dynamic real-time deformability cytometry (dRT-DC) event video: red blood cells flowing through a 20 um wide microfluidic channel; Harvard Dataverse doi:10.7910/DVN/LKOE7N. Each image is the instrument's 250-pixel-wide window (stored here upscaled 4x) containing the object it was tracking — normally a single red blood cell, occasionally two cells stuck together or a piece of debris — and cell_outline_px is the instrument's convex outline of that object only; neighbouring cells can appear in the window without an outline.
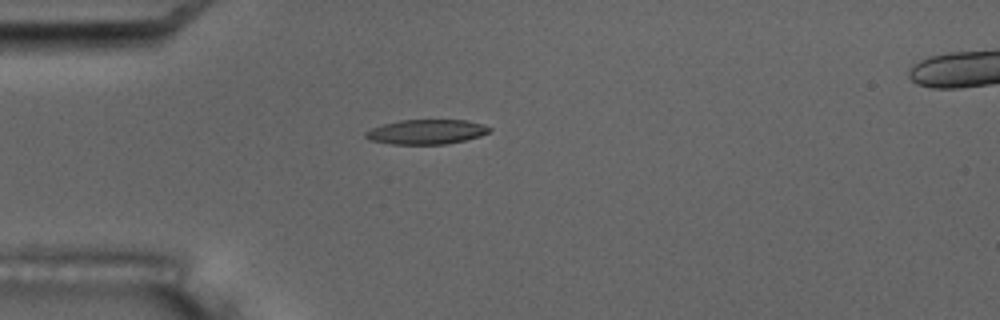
{"species": "common noctule bat (a hibernating species)", "species_latin": "Nyctalus noctula", "temperature_condition": "room temperature", "stored_images_in_passage": 4, "camera_frame_rate_fps": 3000, "um_per_image_px": 0.085, "animal": {"sex": "male", "body_mass_g": 17.5, "forearm_length_mm": 52.3}, "frame": {"image": 1, "passage_image": 4, "time_ms": 4.0, "image_size_px": [1000, 320], "cell_outline_px": [[492, 128], [488, 132], [480, 136], [464, 140], [444, 144], [392, 144], [368, 140], [364, 136], [364, 132], [372, 128], [384, 124], [400, 120], [468, 120]], "centroid_in_image_um": [36.2, 11.21], "position_along_channel_um": 48.8, "area_um2": 17.69}}